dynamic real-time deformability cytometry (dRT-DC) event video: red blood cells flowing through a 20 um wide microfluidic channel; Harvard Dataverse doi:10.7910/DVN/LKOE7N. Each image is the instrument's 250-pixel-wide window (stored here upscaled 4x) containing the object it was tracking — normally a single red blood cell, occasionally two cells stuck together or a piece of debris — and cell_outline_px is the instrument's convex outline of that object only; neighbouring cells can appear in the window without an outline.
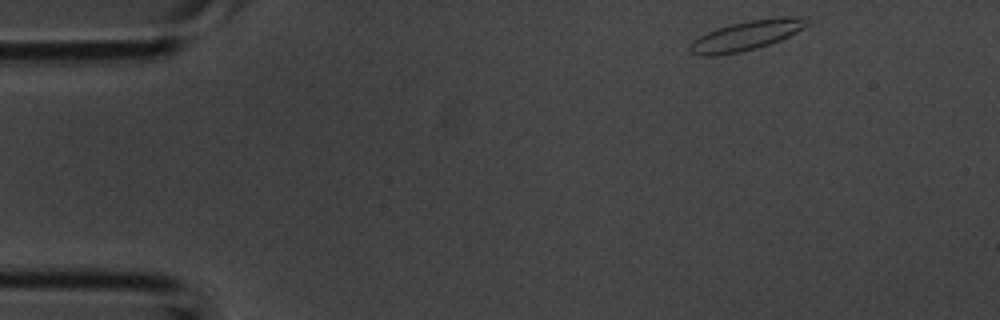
{"species": "common noctule bat (a hibernating species)", "species_latin": "Nyctalus noctula", "temperature_condition": "room temperature", "stored_images_in_passage": 39, "camera_frame_rate_fps": 3000, "um_per_image_px": 0.085, "animal": {"sex": "male", "body_mass_g": 20.1, "forearm_length_mm": 53.5}, "frame": {"image": 1, "passage_image": 1, "time_ms": 0.0, "image_size_px": [1000, 320], "cell_outline_px": [[812, 24], [780, 40], [756, 48], [740, 52], [716, 56], [700, 56], [692, 52], [688, 48], [688, 44], [692, 40], [716, 28], [748, 20], [780, 16], [808, 16]], "centroid_in_image_um": [63.5, 3.0], "position_along_channel_um": 21.5, "area_um2": 20.58}}
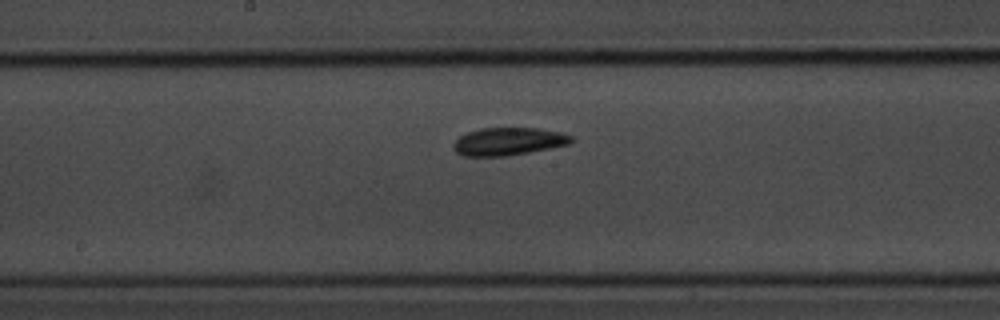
{"frame": {"image": 2, "passage_image": 18, "time_ms": 5.667, "image_size_px": [1000, 320], "cell_outline_px": [[572, 140], [568, 144], [508, 156], [464, 156], [456, 152], [452, 148], [452, 144], [460, 136], [468, 132], [480, 128], [540, 128], [560, 132], [572, 136]], "centroid_in_image_um": [43.17, 12.02], "position_along_channel_um": 205.0, "area_um2": 18.96}}
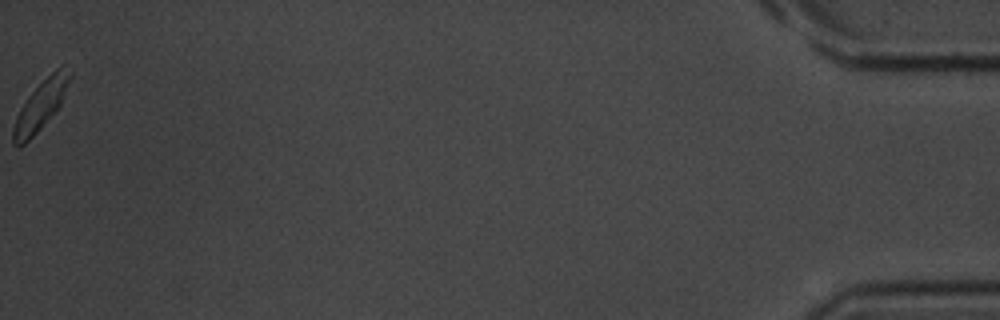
{"frame": {"image": 3, "passage_image": 39, "time_ms": 12.667, "image_size_px": [1000, 320], "cell_outline_px": [[72, 76], [60, 104], [40, 128], [20, 148], [12, 144], [12, 128], [16, 116], [20, 108], [28, 96], [60, 64], [72, 72]], "centroid_in_image_um": [3.43, 8.96], "position_along_channel_um": 431.8, "area_um2": 15.9}}